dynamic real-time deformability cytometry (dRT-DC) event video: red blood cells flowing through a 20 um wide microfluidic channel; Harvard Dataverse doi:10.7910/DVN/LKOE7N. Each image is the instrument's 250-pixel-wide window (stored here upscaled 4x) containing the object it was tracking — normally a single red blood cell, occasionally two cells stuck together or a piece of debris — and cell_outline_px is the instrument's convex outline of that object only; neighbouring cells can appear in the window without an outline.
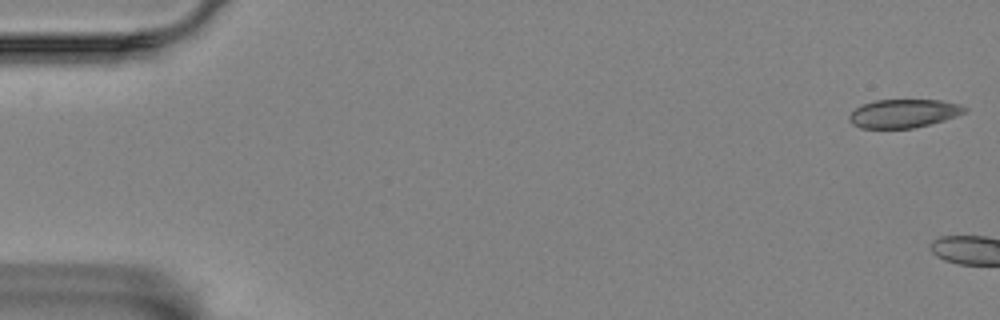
{"species": "Egyptian fruit bat (a non-hibernating species)", "species_latin": "Rousettus aegyptiacus", "temperature_condition": "room temperature", "stored_images_in_passage": 10, "camera_frame_rate_fps": 3000, "um_per_image_px": 0.085, "animal": {"sex": "female"}, "frame": {"image": 1, "passage_image": 1, "time_ms": 0.0, "image_size_px": [1000, 320], "cell_outline_px": [[968, 108], [964, 112], [956, 116], [944, 120], [912, 128], [860, 128], [852, 124], [848, 120], [848, 116], [856, 108], [864, 104], [876, 100], [940, 100], [960, 104]], "centroid_in_image_um": [76.79, 9.64], "position_along_channel_um": 8.2, "area_um2": 19.02}}